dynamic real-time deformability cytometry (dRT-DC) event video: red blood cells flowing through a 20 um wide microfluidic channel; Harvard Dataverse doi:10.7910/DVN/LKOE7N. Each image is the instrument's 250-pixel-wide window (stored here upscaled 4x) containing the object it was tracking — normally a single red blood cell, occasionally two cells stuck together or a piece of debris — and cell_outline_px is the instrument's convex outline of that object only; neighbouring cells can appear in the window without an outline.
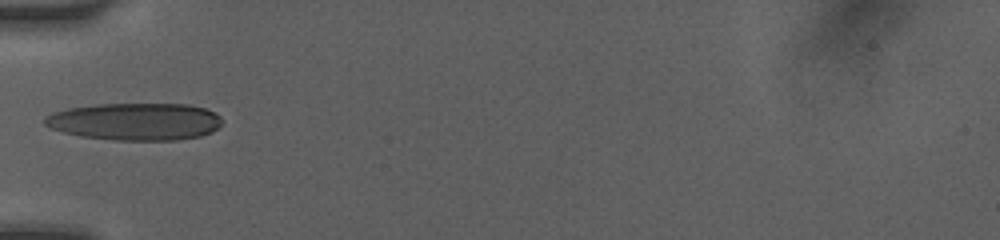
{"species": "human", "species_latin": "Homo sapiens", "temperature_condition": "room temperature", "stored_images_in_passage": 10, "camera_frame_rate_fps": 3000, "um_per_image_px": 0.085, "donor": {"sex": "female"}, "frame": {"image": 1, "passage_image": 1, "time_ms": 0.0, "image_size_px": [1000, 240], "cell_outline_px": [[220, 124], [212, 132], [200, 136], [176, 140], [112, 140], [80, 136], [64, 132], [52, 128], [44, 124], [44, 116], [52, 112], [68, 108], [96, 104], [188, 104], [204, 108], [216, 112], [220, 116]], "centroid_in_image_um": [11.47, 10.33], "position_along_channel_um": 73.5, "area_um2": 38.67}}
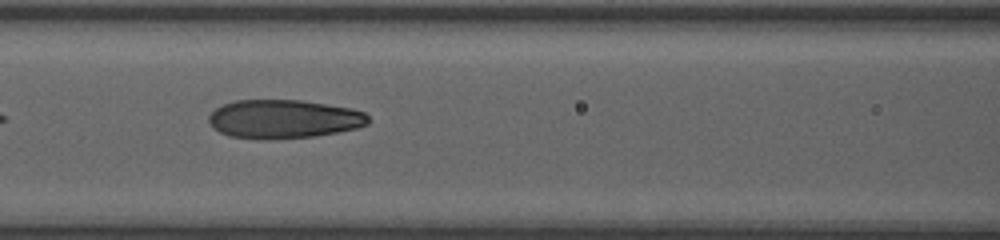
{"frame": {"image": 2, "passage_image": 7, "time_ms": 1.667, "image_size_px": [1000, 240], "cell_outline_px": [[368, 124], [356, 128], [336, 132], [312, 136], [264, 140], [260, 140], [228, 136], [220, 132], [208, 120], [208, 116], [216, 108], [224, 104], [236, 100], [300, 100], [352, 108], [364, 112], [368, 116]], "centroid_in_image_um": [24.1, 10.12], "position_along_channel_um": 142.5, "area_um2": 35.84}}
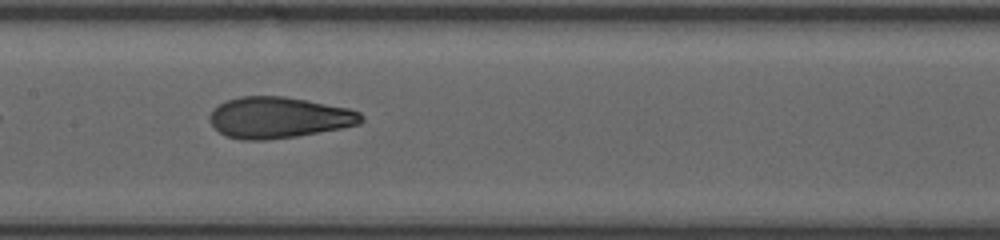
{"frame": {"image": 3, "passage_image": 9, "time_ms": 2.667, "image_size_px": [1000, 240], "cell_outline_px": [[364, 120], [360, 124], [340, 128], [296, 136], [264, 140], [240, 140], [224, 136], [212, 124], [212, 108], [228, 100], [240, 96], [284, 96], [348, 108], [360, 112], [364, 116]], "centroid_in_image_um": [23.71, 9.99], "position_along_channel_um": 183.7, "area_um2": 36.07}}